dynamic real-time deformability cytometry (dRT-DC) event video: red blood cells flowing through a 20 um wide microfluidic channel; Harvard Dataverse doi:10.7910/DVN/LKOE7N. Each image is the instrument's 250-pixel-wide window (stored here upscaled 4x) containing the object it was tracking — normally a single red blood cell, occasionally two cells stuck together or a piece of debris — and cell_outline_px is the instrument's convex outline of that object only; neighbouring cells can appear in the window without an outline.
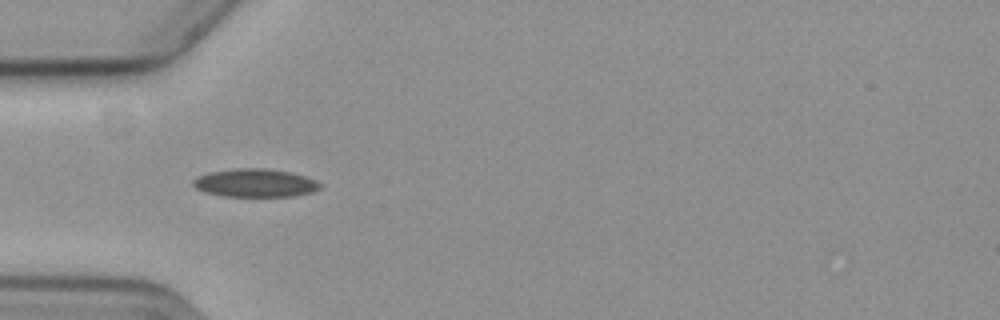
{"species": "common noctule bat (a hibernating species)", "species_latin": "Nyctalus noctula", "temperature_condition": "cold", "stored_images_in_passage": 28, "camera_frame_rate_fps": 3000, "um_per_image_px": 0.085, "animal": {"sex": "female", "body_mass_g": 19.3, "forearm_length_mm": 54.1}, "frame": {"image": 1, "passage_image": 1, "time_ms": 0.0, "image_size_px": [1000, 320], "cell_outline_px": [[320, 188], [312, 192], [292, 196], [224, 196], [204, 192], [196, 188], [192, 184], [192, 180], [196, 176], [208, 172], [236, 168], [264, 168], [292, 172], [316, 180], [320, 184]], "centroid_in_image_um": [21.65, 15.54], "position_along_channel_um": 63.4, "area_um2": 20.92}}
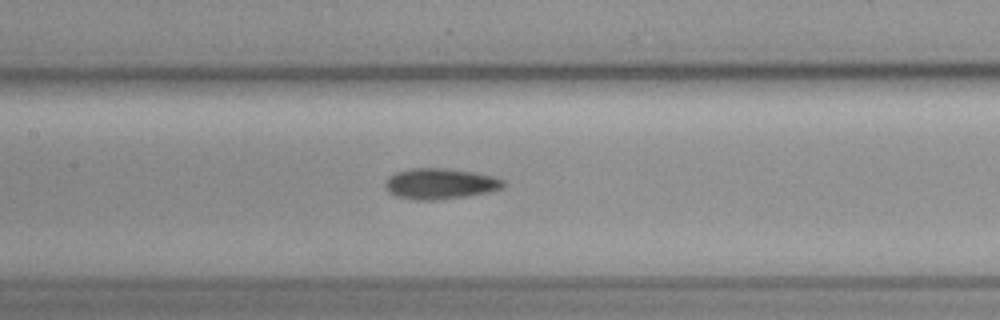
{"frame": {"image": 2, "passage_image": 10, "time_ms": 3.0, "image_size_px": [1000, 320], "cell_outline_px": [[504, 188], [488, 192], [468, 196], [432, 200], [416, 200], [396, 196], [388, 192], [384, 184], [388, 176], [396, 172], [412, 168], [444, 168], [472, 172], [492, 176], [504, 180]], "centroid_in_image_um": [37.39, 15.62], "position_along_channel_um": 170.0, "area_um2": 21.15}}
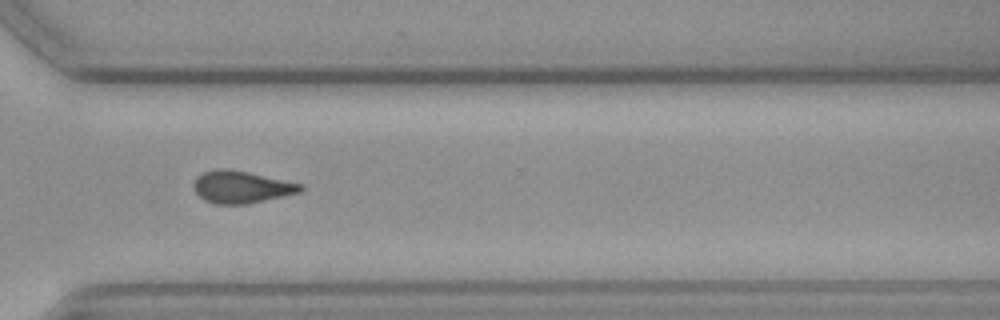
{"frame": {"image": 3, "passage_image": 25, "time_ms": 8.0, "image_size_px": [1000, 320], "cell_outline_px": [[304, 188], [300, 192], [248, 204], [216, 204], [204, 200], [196, 192], [192, 184], [196, 176], [204, 172], [216, 168], [228, 168], [248, 172], [304, 184]], "centroid_in_image_um": [20.5, 15.88], "position_along_channel_um": 350.1, "area_um2": 20.17}, "authors_computed_cell_mechanics": {"area_um2": 20.519, "velocity_mm_per_s": 3.6039, "shape_relaxation_time_tau1_ms": 7.2378, "shape_relaxation_time_tau2_ms": null, "deformation_change_tau1": 0.13, "deformation_change_tau2": null}}